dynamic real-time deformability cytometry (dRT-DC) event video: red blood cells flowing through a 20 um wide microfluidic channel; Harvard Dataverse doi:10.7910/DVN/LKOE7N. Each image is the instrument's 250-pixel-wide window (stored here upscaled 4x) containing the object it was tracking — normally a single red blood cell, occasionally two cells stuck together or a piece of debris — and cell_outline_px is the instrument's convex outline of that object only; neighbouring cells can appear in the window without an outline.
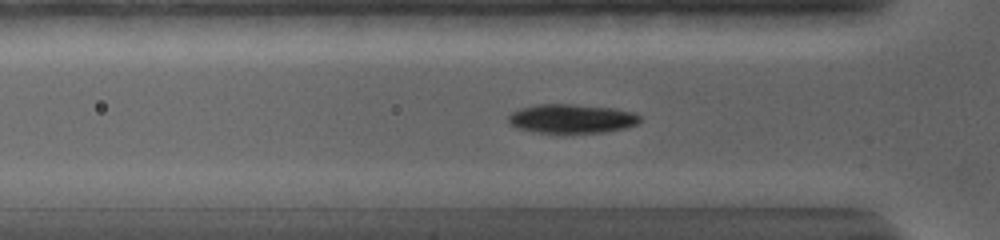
{"species": "common noctule bat (a hibernating species)", "species_latin": "Nyctalus noctula", "temperature_condition": "warm", "stored_images_in_passage": 72, "camera_frame_rate_fps": 5000, "um_per_image_px": 0.085, "animal": {"sex": "female", "body_mass_g": 19.0, "forearm_length_mm": 56.7}, "frame": {"image": 1, "passage_image": 17, "time_ms": 3.6, "image_size_px": [1000, 240], "cell_outline_px": [[640, 120], [636, 124], [624, 128], [604, 132], [564, 136], [560, 136], [516, 128], [508, 120], [508, 116], [512, 112], [520, 108], [536, 104], [572, 104], [616, 108], [636, 112], [640, 116]], "centroid_in_image_um": [48.59, 10.12], "position_along_channel_um": 77.2, "area_um2": 23.18}}
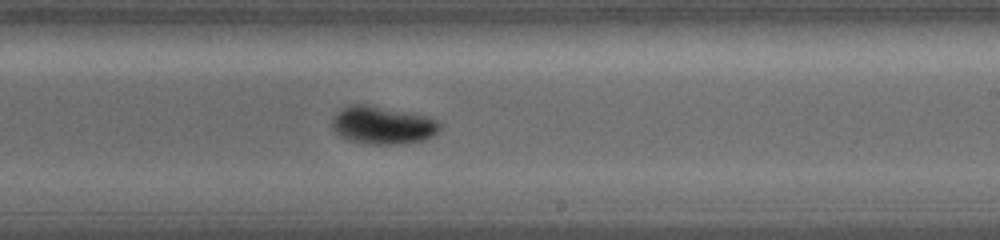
{"frame": {"image": 2, "passage_image": 41, "time_ms": 8.4, "image_size_px": [1000, 240], "cell_outline_px": [[440, 128], [432, 136], [424, 140], [396, 144], [372, 144], [348, 140], [340, 136], [332, 128], [332, 116], [340, 108], [352, 104], [364, 104], [424, 116], [436, 120], [440, 124]], "centroid_in_image_um": [32.45, 10.64], "position_along_channel_um": 256.5, "area_um2": 23.41}}
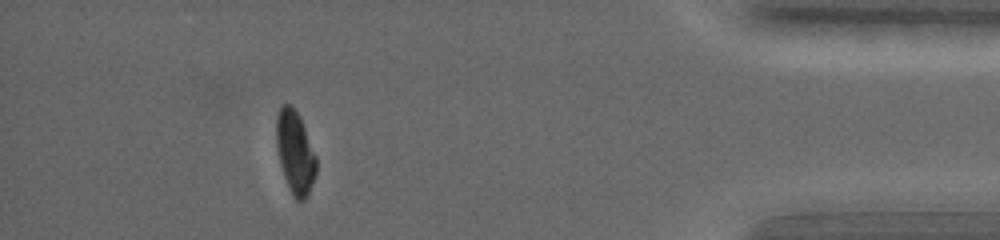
{"frame": {"image": 3, "passage_image": 64, "time_ms": 14.0, "image_size_px": [1000, 240], "cell_outline_px": [[316, 172], [308, 192], [304, 200], [296, 200], [292, 196], [284, 176], [280, 164], [276, 144], [276, 116], [280, 108], [284, 104], [292, 104], [300, 116], [316, 156]], "centroid_in_image_um": [25.07, 12.91], "position_along_channel_um": 410.1, "area_um2": 19.19}, "authors_computed_cell_mechanics": {"area_um2": 22.2241, "velocity_mm_per_s": 3.7339, "shape_relaxation_time_tau1_ms": 2.7752, "shape_relaxation_time_tau2_ms": null, "deformation_change_tau1": 0.166, "deformation_change_tau2": null}}